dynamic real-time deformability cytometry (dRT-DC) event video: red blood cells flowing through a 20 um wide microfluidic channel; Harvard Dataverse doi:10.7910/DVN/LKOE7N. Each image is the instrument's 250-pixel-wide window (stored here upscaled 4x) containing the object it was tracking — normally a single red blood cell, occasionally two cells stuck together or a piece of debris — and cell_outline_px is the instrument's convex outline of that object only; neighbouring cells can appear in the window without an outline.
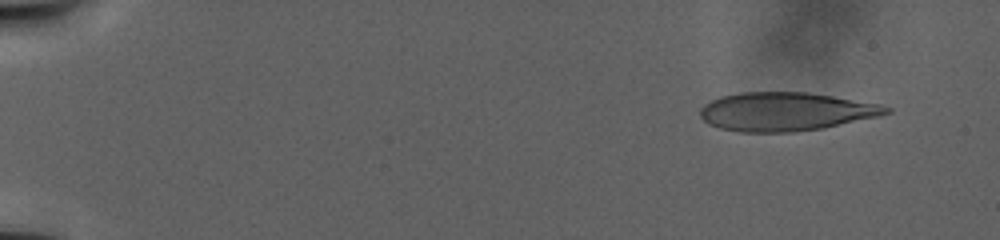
{"species": "human", "species_latin": "Homo sapiens", "temperature_condition": "warm", "stored_images_in_passage": 91, "camera_frame_rate_fps": 3000, "um_per_image_px": 0.085, "donor": {"sex": "male"}, "frame": {"image": 1, "passage_image": 8, "time_ms": 3.333, "image_size_px": [1000, 240], "cell_outline_px": [[892, 112], [880, 116], [820, 128], [792, 132], [740, 132], [720, 128], [708, 124], [700, 116], [700, 108], [704, 104], [720, 96], [740, 92], [808, 92], [880, 104], [892, 108]], "centroid_in_image_um": [66.76, 9.48], "position_along_channel_um": 18.2, "area_um2": 41.73}}
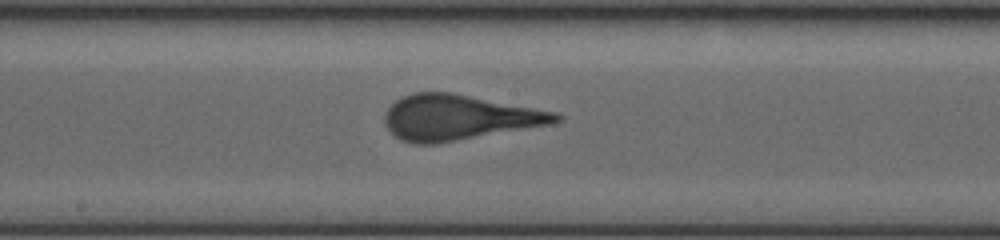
{"frame": {"image": 2, "passage_image": 53, "time_ms": 24.333, "image_size_px": [1000, 240], "cell_outline_px": [[564, 120], [548, 124], [436, 144], [416, 144], [400, 140], [384, 124], [384, 116], [388, 108], [396, 100], [404, 96], [416, 92], [452, 92], [556, 112], [564, 116]], "centroid_in_image_um": [38.97, 9.98], "position_along_channel_um": 209.2, "area_um2": 44.8}}
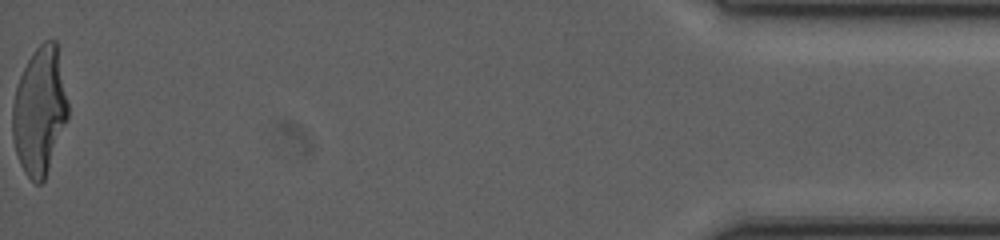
{"frame": {"image": 3, "passage_image": 91, "time_ms": 43.0, "image_size_px": [1000, 240], "cell_outline_px": [[68, 116], [44, 180], [40, 184], [36, 184], [24, 172], [20, 164], [16, 152], [12, 136], [12, 108], [16, 88], [20, 76], [32, 52], [44, 40], [56, 40], [68, 104]], "centroid_in_image_um": [3.35, 9.42], "position_along_channel_um": 431.8, "area_um2": 40.81}}